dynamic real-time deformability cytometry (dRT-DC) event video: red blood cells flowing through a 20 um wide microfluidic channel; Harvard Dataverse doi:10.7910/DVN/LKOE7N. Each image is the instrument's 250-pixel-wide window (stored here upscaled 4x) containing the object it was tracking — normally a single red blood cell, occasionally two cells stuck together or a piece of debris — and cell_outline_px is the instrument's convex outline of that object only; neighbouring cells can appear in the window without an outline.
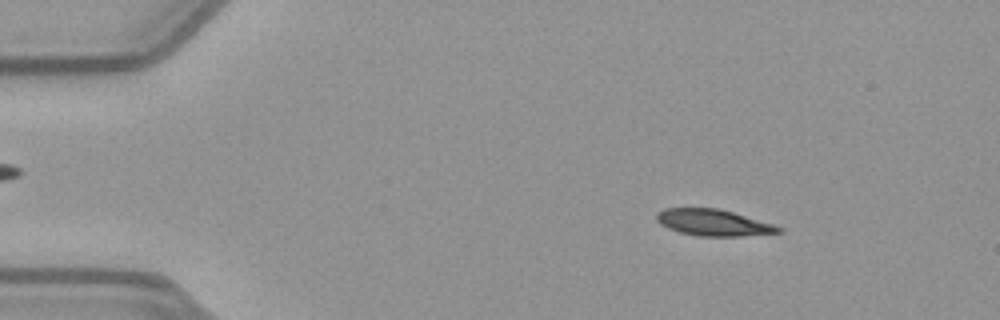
{"species": "common noctule bat (a hibernating species)", "species_latin": "Nyctalus noctula", "temperature_condition": "warm", "stored_images_in_passage": 45, "camera_frame_rate_fps": 3000, "um_per_image_px": 0.085, "animal": {"sex": "female", "body_mass_g": 21.9}, "frame": {"image": 1, "passage_image": 1, "time_ms": 0.0, "image_size_px": [1000, 320], "cell_outline_px": [[784, 232], [740, 236], [696, 236], [680, 232], [668, 228], [660, 224], [656, 220], [656, 212], [664, 208], [720, 208], [772, 224], [784, 228]], "centroid_in_image_um": [60.62, 18.92], "position_along_channel_um": 24.4, "area_um2": 18.84}}
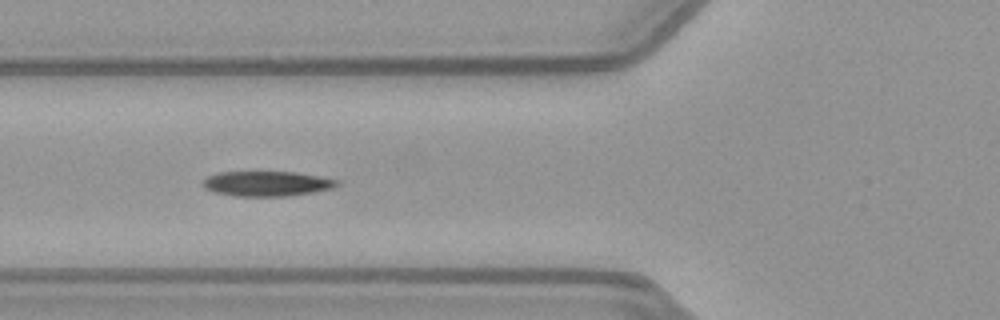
{"frame": {"image": 2, "passage_image": 13, "time_ms": 4.0, "image_size_px": [1000, 320], "cell_outline_px": [[340, 184], [336, 188], [288, 196], [236, 196], [212, 192], [204, 188], [200, 184], [208, 176], [220, 172], [296, 172], [340, 180]], "centroid_in_image_um": [22.69, 15.61], "position_along_channel_um": 103.1, "area_um2": 19.71}}
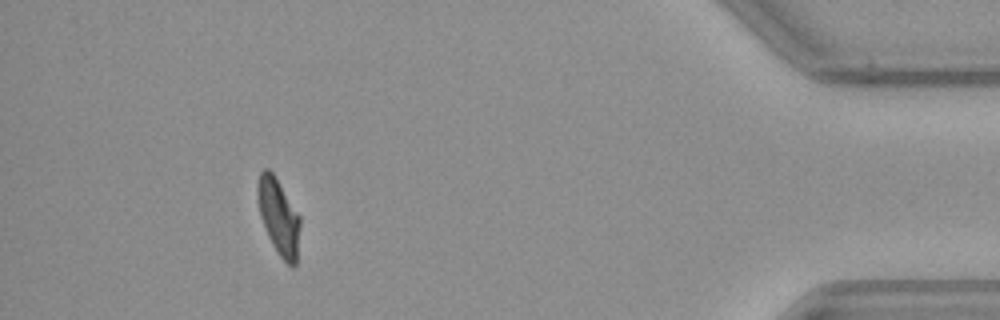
{"frame": {"image": 3, "passage_image": 41, "time_ms": 13.333, "image_size_px": [1000, 320], "cell_outline_px": [[300, 224], [296, 264], [292, 268], [280, 256], [272, 244], [268, 236], [260, 216], [256, 196], [256, 184], [260, 172], [264, 168], [268, 168], [276, 176], [300, 216]], "centroid_in_image_um": [23.66, 18.37], "position_along_channel_um": 411.5, "area_um2": 19.02}, "authors_computed_cell_mechanics": {"area_um2": 19.8254, "velocity_mm_per_s": 3.9486, "shape_relaxation_time_tau1_ms": 4.0544, "shape_relaxation_time_tau2_ms": 3.0462, "deformation_change_tau1": 0.1834, "deformation_change_tau2": 0.0765}}